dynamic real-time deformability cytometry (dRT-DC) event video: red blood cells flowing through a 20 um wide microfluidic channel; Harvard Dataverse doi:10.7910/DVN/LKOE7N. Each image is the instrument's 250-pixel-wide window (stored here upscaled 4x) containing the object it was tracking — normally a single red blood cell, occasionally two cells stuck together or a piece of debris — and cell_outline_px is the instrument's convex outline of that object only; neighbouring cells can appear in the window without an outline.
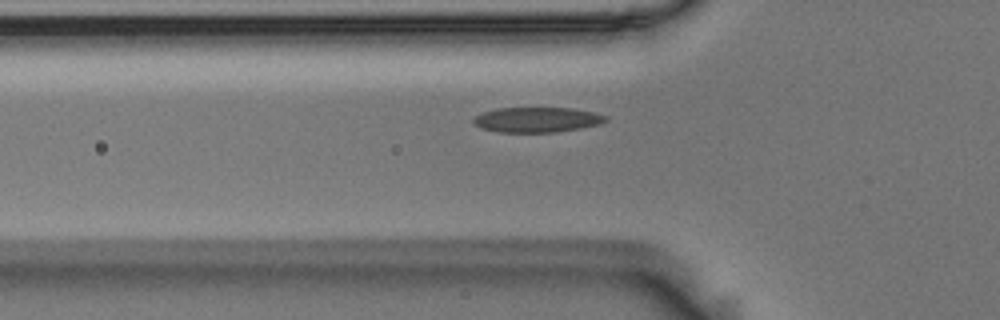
{"species": "Egyptian fruit bat (a non-hibernating species)", "species_latin": "Rousettus aegyptiacus", "temperature_condition": "room temperature", "stored_images_in_passage": 37, "camera_frame_rate_fps": 3000, "um_per_image_px": 0.085, "animal": {"sex": "male"}, "frame": {"image": 1, "passage_image": 5, "time_ms": 1.333, "image_size_px": [1000, 320], "cell_outline_px": [[608, 120], [600, 124], [580, 128], [556, 132], [500, 132], [484, 128], [476, 124], [472, 120], [476, 116], [484, 112], [496, 108], [572, 108], [592, 112], [608, 116]], "centroid_in_image_um": [45.69, 10.17], "position_along_channel_um": 80.1, "area_um2": 19.13}}
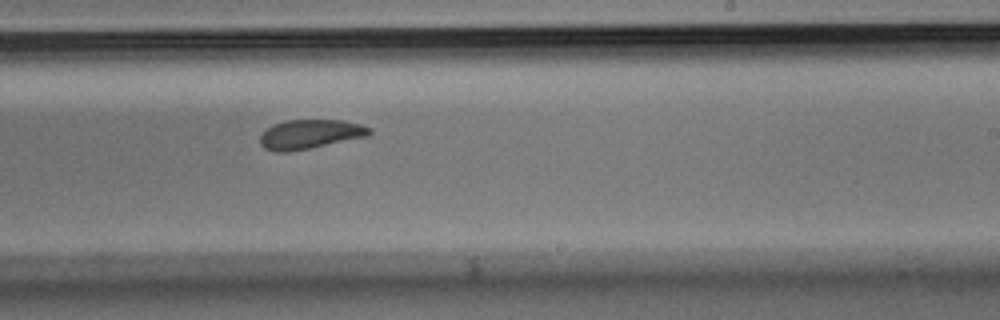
{"frame": {"image": 2, "passage_image": 20, "time_ms": 6.333, "image_size_px": [1000, 320], "cell_outline_px": [[372, 132], [368, 136], [288, 152], [276, 152], [264, 148], [260, 144], [260, 136], [272, 124], [284, 120], [340, 120], [360, 124], [372, 128]], "centroid_in_image_um": [26.34, 11.4], "position_along_channel_um": 262.7, "area_um2": 18.55}}
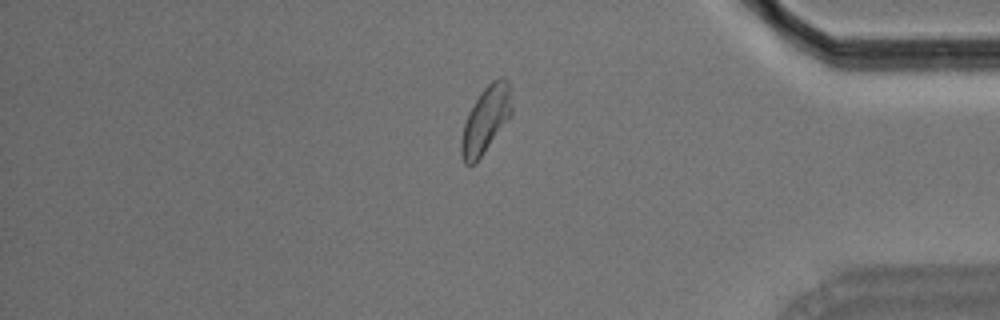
{"frame": {"image": 3, "passage_image": 33, "time_ms": 10.667, "image_size_px": [1000, 320], "cell_outline_px": [[512, 116], [476, 164], [464, 164], [460, 152], [460, 140], [464, 124], [468, 112], [480, 92], [492, 80], [500, 76], [504, 76], [508, 80], [512, 108]], "centroid_in_image_um": [41.29, 10.19], "position_along_channel_um": 393.9, "area_um2": 20.0}, "authors_computed_cell_mechanics": {"area_um2": 19.3052, "velocity_mm_per_s": 3.6383, "shape_relaxation_time_tau1_ms": 3.7828, "shape_relaxation_time_tau2_ms": 2.1386, "deformation_change_tau1": 0.1219, "deformation_change_tau2": 0.0731}}